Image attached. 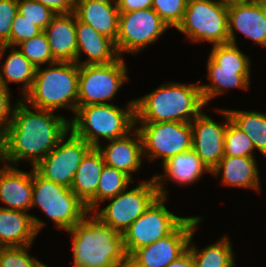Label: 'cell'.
I'll list each match as a JSON object with an SVG mask.
<instances>
[{
    "label": "cell",
    "instance_id": "cell-1",
    "mask_svg": "<svg viewBox=\"0 0 266 267\" xmlns=\"http://www.w3.org/2000/svg\"><path fill=\"white\" fill-rule=\"evenodd\" d=\"M54 113L30 108L17 99L11 123L0 140V165L17 166L23 160L34 167L47 156L70 131V120Z\"/></svg>",
    "mask_w": 266,
    "mask_h": 267
},
{
    "label": "cell",
    "instance_id": "cell-2",
    "mask_svg": "<svg viewBox=\"0 0 266 267\" xmlns=\"http://www.w3.org/2000/svg\"><path fill=\"white\" fill-rule=\"evenodd\" d=\"M67 232L72 238L74 267H128L122 234L92 212Z\"/></svg>",
    "mask_w": 266,
    "mask_h": 267
},
{
    "label": "cell",
    "instance_id": "cell-3",
    "mask_svg": "<svg viewBox=\"0 0 266 267\" xmlns=\"http://www.w3.org/2000/svg\"><path fill=\"white\" fill-rule=\"evenodd\" d=\"M162 84L150 93L135 98L137 123H190L205 107L200 82Z\"/></svg>",
    "mask_w": 266,
    "mask_h": 267
},
{
    "label": "cell",
    "instance_id": "cell-4",
    "mask_svg": "<svg viewBox=\"0 0 266 267\" xmlns=\"http://www.w3.org/2000/svg\"><path fill=\"white\" fill-rule=\"evenodd\" d=\"M74 115L70 119V130L92 148L102 144L101 138L111 141L127 135L136 127L134 99L126 108L111 103L79 106Z\"/></svg>",
    "mask_w": 266,
    "mask_h": 267
},
{
    "label": "cell",
    "instance_id": "cell-5",
    "mask_svg": "<svg viewBox=\"0 0 266 267\" xmlns=\"http://www.w3.org/2000/svg\"><path fill=\"white\" fill-rule=\"evenodd\" d=\"M44 69L36 68L31 90L24 96L30 107L56 112L67 108L74 113L78 108V78L80 65L58 62Z\"/></svg>",
    "mask_w": 266,
    "mask_h": 267
},
{
    "label": "cell",
    "instance_id": "cell-6",
    "mask_svg": "<svg viewBox=\"0 0 266 267\" xmlns=\"http://www.w3.org/2000/svg\"><path fill=\"white\" fill-rule=\"evenodd\" d=\"M207 60L210 84H201L205 105L231 88L248 90L250 87L251 59L234 44L212 45Z\"/></svg>",
    "mask_w": 266,
    "mask_h": 267
},
{
    "label": "cell",
    "instance_id": "cell-7",
    "mask_svg": "<svg viewBox=\"0 0 266 267\" xmlns=\"http://www.w3.org/2000/svg\"><path fill=\"white\" fill-rule=\"evenodd\" d=\"M31 208L38 206L58 228L68 231L88 213L86 205L63 185L40 176L33 168Z\"/></svg>",
    "mask_w": 266,
    "mask_h": 267
},
{
    "label": "cell",
    "instance_id": "cell-8",
    "mask_svg": "<svg viewBox=\"0 0 266 267\" xmlns=\"http://www.w3.org/2000/svg\"><path fill=\"white\" fill-rule=\"evenodd\" d=\"M176 29L192 42L227 44L228 6L219 0H188L183 20Z\"/></svg>",
    "mask_w": 266,
    "mask_h": 267
},
{
    "label": "cell",
    "instance_id": "cell-9",
    "mask_svg": "<svg viewBox=\"0 0 266 267\" xmlns=\"http://www.w3.org/2000/svg\"><path fill=\"white\" fill-rule=\"evenodd\" d=\"M127 64L119 57L109 64L79 67L78 107L107 104L112 101L125 81L129 80Z\"/></svg>",
    "mask_w": 266,
    "mask_h": 267
},
{
    "label": "cell",
    "instance_id": "cell-10",
    "mask_svg": "<svg viewBox=\"0 0 266 267\" xmlns=\"http://www.w3.org/2000/svg\"><path fill=\"white\" fill-rule=\"evenodd\" d=\"M169 26L160 18L153 8L120 12L118 35L115 47L118 55L137 54L149 44L157 42Z\"/></svg>",
    "mask_w": 266,
    "mask_h": 267
},
{
    "label": "cell",
    "instance_id": "cell-11",
    "mask_svg": "<svg viewBox=\"0 0 266 267\" xmlns=\"http://www.w3.org/2000/svg\"><path fill=\"white\" fill-rule=\"evenodd\" d=\"M158 197V188L152 176L133 189L129 190L128 187L117 196L106 199L109 204L92 213L122 234Z\"/></svg>",
    "mask_w": 266,
    "mask_h": 267
},
{
    "label": "cell",
    "instance_id": "cell-12",
    "mask_svg": "<svg viewBox=\"0 0 266 267\" xmlns=\"http://www.w3.org/2000/svg\"><path fill=\"white\" fill-rule=\"evenodd\" d=\"M159 196L123 233V245L129 257L136 249L151 245L169 235L186 217L171 213Z\"/></svg>",
    "mask_w": 266,
    "mask_h": 267
},
{
    "label": "cell",
    "instance_id": "cell-13",
    "mask_svg": "<svg viewBox=\"0 0 266 267\" xmlns=\"http://www.w3.org/2000/svg\"><path fill=\"white\" fill-rule=\"evenodd\" d=\"M136 128L142 138L144 158L153 163L158 159L164 163L168 158L192 149L190 123H139Z\"/></svg>",
    "mask_w": 266,
    "mask_h": 267
},
{
    "label": "cell",
    "instance_id": "cell-14",
    "mask_svg": "<svg viewBox=\"0 0 266 267\" xmlns=\"http://www.w3.org/2000/svg\"><path fill=\"white\" fill-rule=\"evenodd\" d=\"M202 219L186 216L169 235L136 249L128 257V267H167L187 251L192 231Z\"/></svg>",
    "mask_w": 266,
    "mask_h": 267
},
{
    "label": "cell",
    "instance_id": "cell-15",
    "mask_svg": "<svg viewBox=\"0 0 266 267\" xmlns=\"http://www.w3.org/2000/svg\"><path fill=\"white\" fill-rule=\"evenodd\" d=\"M91 148L70 130L33 168L43 178L70 188L82 158Z\"/></svg>",
    "mask_w": 266,
    "mask_h": 267
},
{
    "label": "cell",
    "instance_id": "cell-16",
    "mask_svg": "<svg viewBox=\"0 0 266 267\" xmlns=\"http://www.w3.org/2000/svg\"><path fill=\"white\" fill-rule=\"evenodd\" d=\"M216 112L225 117V123L219 124L203 111L190 122L192 150L210 171L224 157V137L227 123L231 119L227 109L218 108Z\"/></svg>",
    "mask_w": 266,
    "mask_h": 267
},
{
    "label": "cell",
    "instance_id": "cell-17",
    "mask_svg": "<svg viewBox=\"0 0 266 267\" xmlns=\"http://www.w3.org/2000/svg\"><path fill=\"white\" fill-rule=\"evenodd\" d=\"M234 31L266 47V4L241 3L228 6L229 43L238 45Z\"/></svg>",
    "mask_w": 266,
    "mask_h": 267
},
{
    "label": "cell",
    "instance_id": "cell-18",
    "mask_svg": "<svg viewBox=\"0 0 266 267\" xmlns=\"http://www.w3.org/2000/svg\"><path fill=\"white\" fill-rule=\"evenodd\" d=\"M133 136V137H132ZM107 166L121 170L133 179V174L143 162V144L140 132L135 130L127 135L111 140L105 146L97 147Z\"/></svg>",
    "mask_w": 266,
    "mask_h": 267
},
{
    "label": "cell",
    "instance_id": "cell-19",
    "mask_svg": "<svg viewBox=\"0 0 266 267\" xmlns=\"http://www.w3.org/2000/svg\"><path fill=\"white\" fill-rule=\"evenodd\" d=\"M46 224L28 212L0 207V246L32 245Z\"/></svg>",
    "mask_w": 266,
    "mask_h": 267
},
{
    "label": "cell",
    "instance_id": "cell-20",
    "mask_svg": "<svg viewBox=\"0 0 266 267\" xmlns=\"http://www.w3.org/2000/svg\"><path fill=\"white\" fill-rule=\"evenodd\" d=\"M162 166L165 174H155L153 176L158 194L161 197L168 196L165 189L168 185L166 180L173 181L177 185L187 186L197 182L198 179L200 180L204 172L211 174V171L192 149L168 158L162 163Z\"/></svg>",
    "mask_w": 266,
    "mask_h": 267
},
{
    "label": "cell",
    "instance_id": "cell-21",
    "mask_svg": "<svg viewBox=\"0 0 266 267\" xmlns=\"http://www.w3.org/2000/svg\"><path fill=\"white\" fill-rule=\"evenodd\" d=\"M32 176L33 167L31 172L6 164L0 168V201L7 205L0 207L28 212L33 196Z\"/></svg>",
    "mask_w": 266,
    "mask_h": 267
},
{
    "label": "cell",
    "instance_id": "cell-22",
    "mask_svg": "<svg viewBox=\"0 0 266 267\" xmlns=\"http://www.w3.org/2000/svg\"><path fill=\"white\" fill-rule=\"evenodd\" d=\"M76 38V63L80 66L109 64L120 57L112 39L97 32L92 26L79 21L77 18ZM82 53H85L88 57L85 61L80 62Z\"/></svg>",
    "mask_w": 266,
    "mask_h": 267
},
{
    "label": "cell",
    "instance_id": "cell-23",
    "mask_svg": "<svg viewBox=\"0 0 266 267\" xmlns=\"http://www.w3.org/2000/svg\"><path fill=\"white\" fill-rule=\"evenodd\" d=\"M73 13L79 21L116 41L120 14L116 0H76Z\"/></svg>",
    "mask_w": 266,
    "mask_h": 267
},
{
    "label": "cell",
    "instance_id": "cell-24",
    "mask_svg": "<svg viewBox=\"0 0 266 267\" xmlns=\"http://www.w3.org/2000/svg\"><path fill=\"white\" fill-rule=\"evenodd\" d=\"M104 166L101 153L97 148H91L82 158L70 186L89 212L96 211L97 186Z\"/></svg>",
    "mask_w": 266,
    "mask_h": 267
},
{
    "label": "cell",
    "instance_id": "cell-25",
    "mask_svg": "<svg viewBox=\"0 0 266 267\" xmlns=\"http://www.w3.org/2000/svg\"><path fill=\"white\" fill-rule=\"evenodd\" d=\"M55 61L76 62L77 38L74 13L57 14L44 29Z\"/></svg>",
    "mask_w": 266,
    "mask_h": 267
},
{
    "label": "cell",
    "instance_id": "cell-26",
    "mask_svg": "<svg viewBox=\"0 0 266 267\" xmlns=\"http://www.w3.org/2000/svg\"><path fill=\"white\" fill-rule=\"evenodd\" d=\"M258 170L255 157L224 156L211 174L216 177L221 174L223 185L259 191L261 182Z\"/></svg>",
    "mask_w": 266,
    "mask_h": 267
},
{
    "label": "cell",
    "instance_id": "cell-27",
    "mask_svg": "<svg viewBox=\"0 0 266 267\" xmlns=\"http://www.w3.org/2000/svg\"><path fill=\"white\" fill-rule=\"evenodd\" d=\"M8 48L11 49L7 55L3 66L1 65L2 71L0 70V85L9 89L8 83H22V93L19 98L24 96L31 90L34 77L36 73V66L33 65L16 47L0 45V60L6 53Z\"/></svg>",
    "mask_w": 266,
    "mask_h": 267
},
{
    "label": "cell",
    "instance_id": "cell-28",
    "mask_svg": "<svg viewBox=\"0 0 266 267\" xmlns=\"http://www.w3.org/2000/svg\"><path fill=\"white\" fill-rule=\"evenodd\" d=\"M196 230L197 227L192 231L187 249L192 254L195 267H236L231 240L227 236L198 250L192 242Z\"/></svg>",
    "mask_w": 266,
    "mask_h": 267
},
{
    "label": "cell",
    "instance_id": "cell-29",
    "mask_svg": "<svg viewBox=\"0 0 266 267\" xmlns=\"http://www.w3.org/2000/svg\"><path fill=\"white\" fill-rule=\"evenodd\" d=\"M227 110L231 120L251 139L254 148L266 157V113Z\"/></svg>",
    "mask_w": 266,
    "mask_h": 267
},
{
    "label": "cell",
    "instance_id": "cell-30",
    "mask_svg": "<svg viewBox=\"0 0 266 267\" xmlns=\"http://www.w3.org/2000/svg\"><path fill=\"white\" fill-rule=\"evenodd\" d=\"M134 180L125 172L105 165L102 169L96 192V209L106 199L125 191Z\"/></svg>",
    "mask_w": 266,
    "mask_h": 267
},
{
    "label": "cell",
    "instance_id": "cell-31",
    "mask_svg": "<svg viewBox=\"0 0 266 267\" xmlns=\"http://www.w3.org/2000/svg\"><path fill=\"white\" fill-rule=\"evenodd\" d=\"M16 47L21 48L19 51L36 67L56 62L44 31L28 40L22 41Z\"/></svg>",
    "mask_w": 266,
    "mask_h": 267
},
{
    "label": "cell",
    "instance_id": "cell-32",
    "mask_svg": "<svg viewBox=\"0 0 266 267\" xmlns=\"http://www.w3.org/2000/svg\"><path fill=\"white\" fill-rule=\"evenodd\" d=\"M251 139L230 119L224 137V156L255 157Z\"/></svg>",
    "mask_w": 266,
    "mask_h": 267
},
{
    "label": "cell",
    "instance_id": "cell-33",
    "mask_svg": "<svg viewBox=\"0 0 266 267\" xmlns=\"http://www.w3.org/2000/svg\"><path fill=\"white\" fill-rule=\"evenodd\" d=\"M31 245L0 248V267H40L43 262L29 255Z\"/></svg>",
    "mask_w": 266,
    "mask_h": 267
},
{
    "label": "cell",
    "instance_id": "cell-34",
    "mask_svg": "<svg viewBox=\"0 0 266 267\" xmlns=\"http://www.w3.org/2000/svg\"><path fill=\"white\" fill-rule=\"evenodd\" d=\"M18 13L38 26L42 31L57 15L47 6L35 0H18Z\"/></svg>",
    "mask_w": 266,
    "mask_h": 267
},
{
    "label": "cell",
    "instance_id": "cell-35",
    "mask_svg": "<svg viewBox=\"0 0 266 267\" xmlns=\"http://www.w3.org/2000/svg\"><path fill=\"white\" fill-rule=\"evenodd\" d=\"M188 0H152V8L169 26L175 27L182 22Z\"/></svg>",
    "mask_w": 266,
    "mask_h": 267
},
{
    "label": "cell",
    "instance_id": "cell-36",
    "mask_svg": "<svg viewBox=\"0 0 266 267\" xmlns=\"http://www.w3.org/2000/svg\"><path fill=\"white\" fill-rule=\"evenodd\" d=\"M41 32L42 30L38 26L17 12L12 22L10 38L4 45L16 47L22 41L28 40Z\"/></svg>",
    "mask_w": 266,
    "mask_h": 267
},
{
    "label": "cell",
    "instance_id": "cell-37",
    "mask_svg": "<svg viewBox=\"0 0 266 267\" xmlns=\"http://www.w3.org/2000/svg\"><path fill=\"white\" fill-rule=\"evenodd\" d=\"M17 10L18 0H0V45H4L10 38Z\"/></svg>",
    "mask_w": 266,
    "mask_h": 267
},
{
    "label": "cell",
    "instance_id": "cell-38",
    "mask_svg": "<svg viewBox=\"0 0 266 267\" xmlns=\"http://www.w3.org/2000/svg\"><path fill=\"white\" fill-rule=\"evenodd\" d=\"M10 89L0 85V140L5 135L11 123L15 105L11 104Z\"/></svg>",
    "mask_w": 266,
    "mask_h": 267
},
{
    "label": "cell",
    "instance_id": "cell-39",
    "mask_svg": "<svg viewBox=\"0 0 266 267\" xmlns=\"http://www.w3.org/2000/svg\"><path fill=\"white\" fill-rule=\"evenodd\" d=\"M47 6L56 14H69L74 12L76 0H35Z\"/></svg>",
    "mask_w": 266,
    "mask_h": 267
},
{
    "label": "cell",
    "instance_id": "cell-40",
    "mask_svg": "<svg viewBox=\"0 0 266 267\" xmlns=\"http://www.w3.org/2000/svg\"><path fill=\"white\" fill-rule=\"evenodd\" d=\"M120 12L152 8V0H116Z\"/></svg>",
    "mask_w": 266,
    "mask_h": 267
},
{
    "label": "cell",
    "instance_id": "cell-41",
    "mask_svg": "<svg viewBox=\"0 0 266 267\" xmlns=\"http://www.w3.org/2000/svg\"><path fill=\"white\" fill-rule=\"evenodd\" d=\"M167 267H195L192 254L187 250L177 260L171 262Z\"/></svg>",
    "mask_w": 266,
    "mask_h": 267
},
{
    "label": "cell",
    "instance_id": "cell-42",
    "mask_svg": "<svg viewBox=\"0 0 266 267\" xmlns=\"http://www.w3.org/2000/svg\"><path fill=\"white\" fill-rule=\"evenodd\" d=\"M222 4L226 6L241 4V3H249L251 0H219Z\"/></svg>",
    "mask_w": 266,
    "mask_h": 267
},
{
    "label": "cell",
    "instance_id": "cell-43",
    "mask_svg": "<svg viewBox=\"0 0 266 267\" xmlns=\"http://www.w3.org/2000/svg\"><path fill=\"white\" fill-rule=\"evenodd\" d=\"M253 3L266 4V0H251Z\"/></svg>",
    "mask_w": 266,
    "mask_h": 267
},
{
    "label": "cell",
    "instance_id": "cell-44",
    "mask_svg": "<svg viewBox=\"0 0 266 267\" xmlns=\"http://www.w3.org/2000/svg\"><path fill=\"white\" fill-rule=\"evenodd\" d=\"M40 267H49L46 264L42 263Z\"/></svg>",
    "mask_w": 266,
    "mask_h": 267
}]
</instances>
